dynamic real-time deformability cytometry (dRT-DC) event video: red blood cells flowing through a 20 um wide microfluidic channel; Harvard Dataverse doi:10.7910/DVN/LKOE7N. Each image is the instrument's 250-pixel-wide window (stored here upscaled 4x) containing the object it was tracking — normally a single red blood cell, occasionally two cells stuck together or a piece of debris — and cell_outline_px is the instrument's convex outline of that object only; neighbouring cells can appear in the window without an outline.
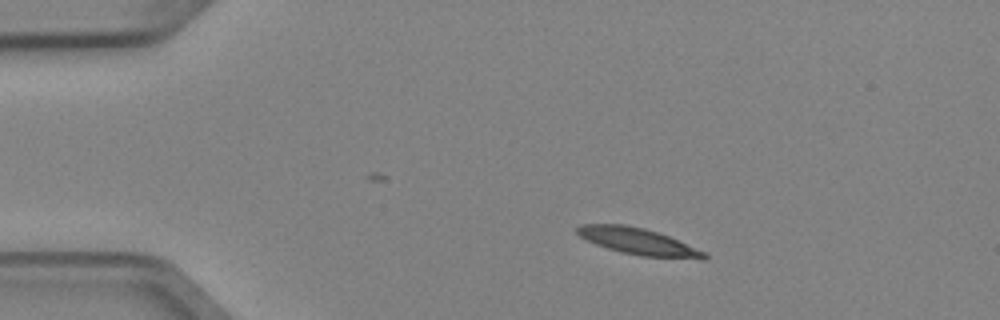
{"species": "Egyptian fruit bat (a non-hibernating species)", "species_latin": "Rousettus aegyptiacus", "temperature_condition": "cold", "stored_images_in_passage": 6, "camera_frame_rate_fps": 3000, "um_per_image_px": 0.085, "animal": {"sex": "female"}, "frame": {"image": 1, "passage_image": 2, "time_ms": 0.333, "image_size_px": [1000, 320], "cell_outline_px": [[708, 256], [704, 260], [700, 260], [640, 256], [620, 252], [596, 244], [580, 236], [576, 232], [576, 228], [580, 224], [624, 224], [644, 228], [668, 236], [704, 252]], "centroid_in_image_um": [54.25, 20.53], "position_along_channel_um": 30.8, "area_um2": 19.59}}
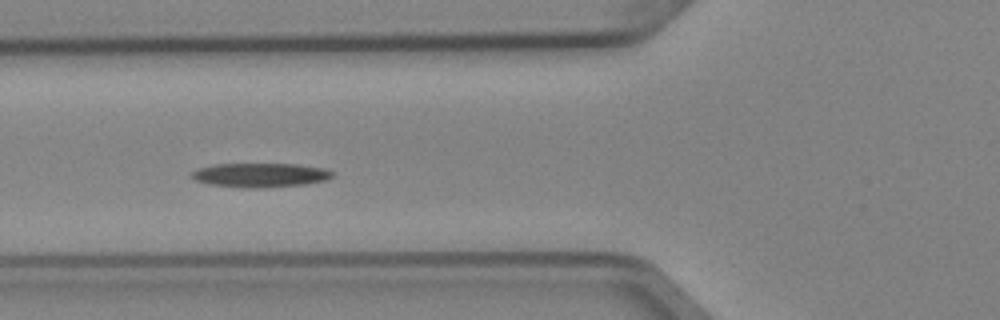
{"frame": {"image": 2, "passage_image": 4, "time_ms": 1.0, "image_size_px": [1000, 320], "cell_outline_px": [[332, 176], [328, 180], [304, 184], [264, 188], [240, 188], [212, 184], [196, 180], [192, 176], [192, 172], [196, 168], [216, 164], [296, 164], [324, 168], [332, 172]], "centroid_in_image_um": [22.13, 14.88], "position_along_channel_um": 103.7, "area_um2": 19.77}}
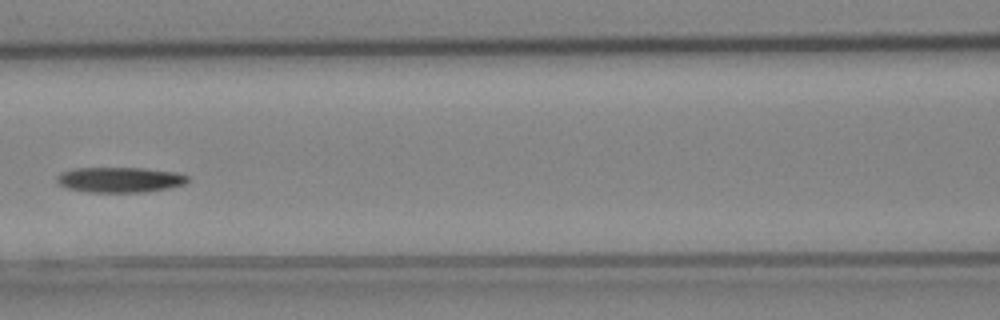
{"frame": {"image": 3, "passage_image": 5, "time_ms": 1.333, "image_size_px": [1000, 320], "cell_outline_px": [[188, 180], [184, 184], [168, 188], [144, 192], [88, 192], [68, 188], [60, 184], [56, 180], [56, 176], [60, 172], [72, 168], [144, 168], [176, 172], [188, 176]], "centroid_in_image_um": [10.16, 15.27], "position_along_channel_um": 156.4, "area_um2": 19.31}}